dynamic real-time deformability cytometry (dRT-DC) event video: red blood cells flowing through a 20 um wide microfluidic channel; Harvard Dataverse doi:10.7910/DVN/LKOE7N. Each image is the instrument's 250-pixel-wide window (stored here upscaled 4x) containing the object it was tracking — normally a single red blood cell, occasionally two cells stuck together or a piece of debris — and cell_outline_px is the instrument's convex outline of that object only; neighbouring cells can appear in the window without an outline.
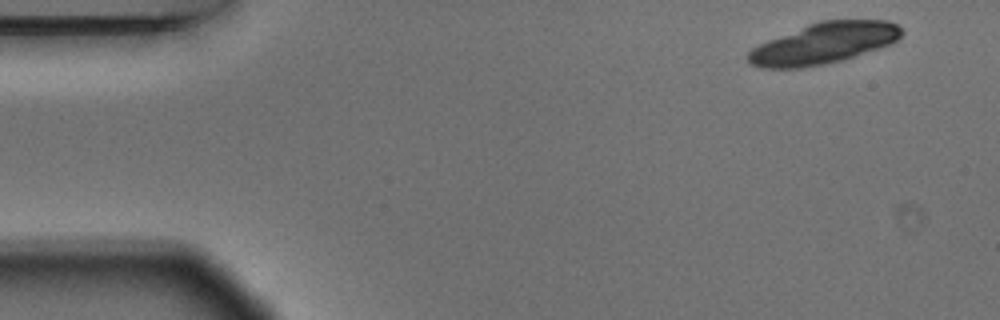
{"species": "Egyptian fruit bat (a non-hibernating species)", "species_latin": "Rousettus aegyptiacus", "temperature_condition": "warm", "stored_images_in_passage": 9, "camera_frame_rate_fps": 3000, "um_per_image_px": 0.085, "animal": {"sex": "male"}, "frame": {"image": 1, "passage_image": 1, "time_ms": 0.0, "image_size_px": [1000, 320], "cell_outline_px": [[904, 32], [896, 40], [888, 44], [840, 60], [824, 64], [800, 68], [764, 68], [752, 64], [748, 60], [748, 52], [752, 48], [768, 40], [808, 24], [820, 20], [888, 20], [896, 24]], "centroid_in_image_um": [70.0, 3.67], "position_along_channel_um": 15.0, "area_um2": 35.95}}
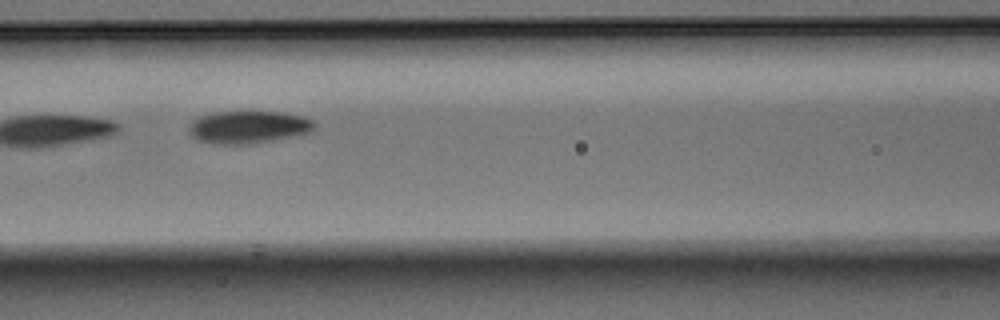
{"frame": {"image": 2, "passage_image": 6, "time_ms": 1.667, "image_size_px": [1000, 320], "cell_outline_px": [[316, 124], [312, 132], [300, 136], [256, 144], [212, 144], [196, 140], [188, 132], [188, 128], [192, 120], [200, 116], [212, 112], [284, 112], [304, 116], [312, 120]], "centroid_in_image_um": [21.14, 10.82], "position_along_channel_um": 145.5, "area_um2": 24.51}}
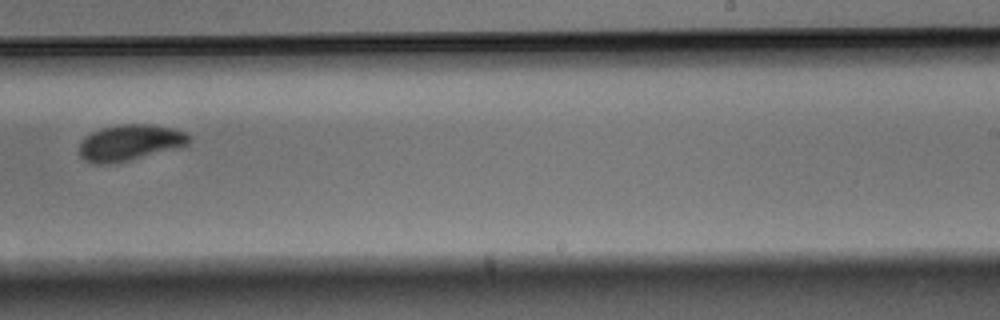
{"frame": {"image": 3, "passage_image": 9, "time_ms": 2.667, "image_size_px": [1000, 320], "cell_outline_px": [[192, 140], [188, 144], [180, 148], [128, 160], [108, 164], [92, 164], [84, 160], [80, 156], [80, 144], [84, 136], [100, 128], [120, 124], [152, 124], [172, 128], [184, 132]], "centroid_in_image_um": [11.03, 12.12], "position_along_channel_um": 278.0, "area_um2": 23.18}}